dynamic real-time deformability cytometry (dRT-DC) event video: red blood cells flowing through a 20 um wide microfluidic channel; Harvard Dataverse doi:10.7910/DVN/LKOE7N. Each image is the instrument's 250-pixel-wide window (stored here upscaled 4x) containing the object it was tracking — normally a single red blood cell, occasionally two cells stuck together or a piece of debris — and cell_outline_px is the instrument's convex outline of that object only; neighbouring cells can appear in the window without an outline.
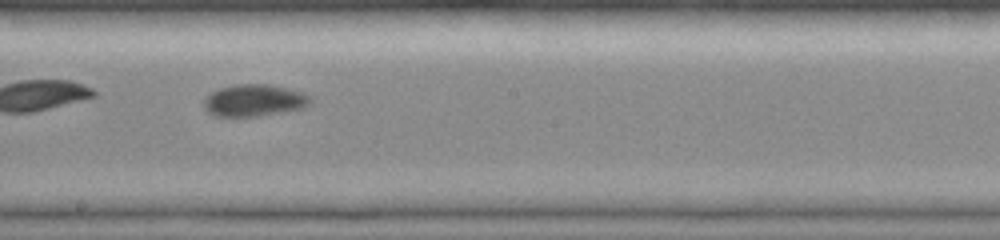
{"species": "common noctule bat (a hibernating species)", "species_latin": "Nyctalus noctula", "temperature_condition": "room temperature", "stored_images_in_passage": 60, "camera_frame_rate_fps": 3000, "um_per_image_px": 0.085, "animal": {"sex": "female", "body_mass_g": 19.0, "forearm_length_mm": 51.5}, "frame": {"image": 1, "passage_image": 35, "time_ms": 8.0, "image_size_px": [1000, 240], "cell_outline_px": [[312, 100], [304, 108], [256, 116], [216, 116], [208, 112], [204, 108], [204, 100], [212, 92], [220, 88], [236, 84], [268, 84], [300, 92], [312, 96]], "centroid_in_image_um": [21.6, 8.53], "position_along_channel_um": 226.6, "area_um2": 19.54}}
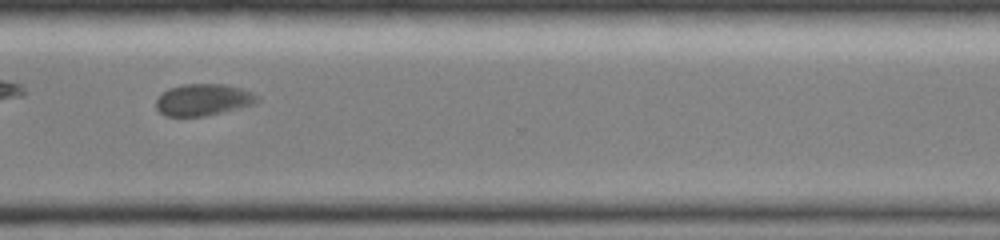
{"frame": {"image": 2, "passage_image": 47, "time_ms": 11.0, "image_size_px": [1000, 240], "cell_outline_px": [[260, 100], [256, 104], [240, 108], [204, 116], [164, 116], [156, 108], [156, 100], [168, 88], [184, 84], [224, 84], [240, 88], [252, 92], [260, 96]], "centroid_in_image_um": [17.31, 8.48], "position_along_channel_um": 353.3, "area_um2": 18.79}}
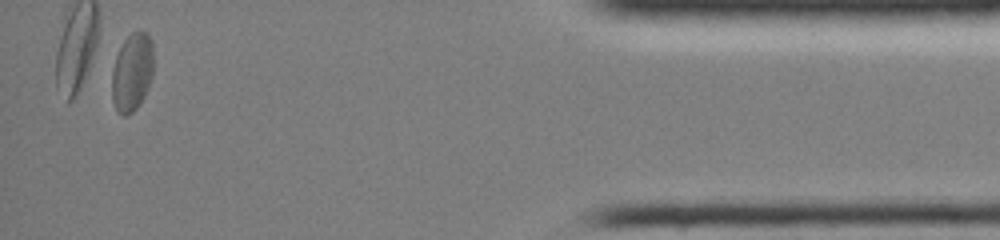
{"frame": {"image": 3, "passage_image": 59, "time_ms": 14.0, "image_size_px": [1000, 240], "cell_outline_px": [[152, 76], [148, 88], [144, 96], [136, 108], [132, 112], [124, 116], [116, 112], [112, 100], [112, 68], [116, 56], [124, 40], [132, 32], [148, 32], [152, 40]], "centroid_in_image_um": [11.21, 6.15], "position_along_channel_um": 424.0, "area_um2": 18.96}, "authors_computed_cell_mechanics": {"area_um2": 19.5942, "velocity_mm_per_s": 4.1992, "shape_relaxation_time_tau1_ms": 2.4524, "shape_relaxation_time_tau2_ms": 2.4169, "deformation_change_tau1": 0.0713, "deformation_change_tau2": 0.0466}}